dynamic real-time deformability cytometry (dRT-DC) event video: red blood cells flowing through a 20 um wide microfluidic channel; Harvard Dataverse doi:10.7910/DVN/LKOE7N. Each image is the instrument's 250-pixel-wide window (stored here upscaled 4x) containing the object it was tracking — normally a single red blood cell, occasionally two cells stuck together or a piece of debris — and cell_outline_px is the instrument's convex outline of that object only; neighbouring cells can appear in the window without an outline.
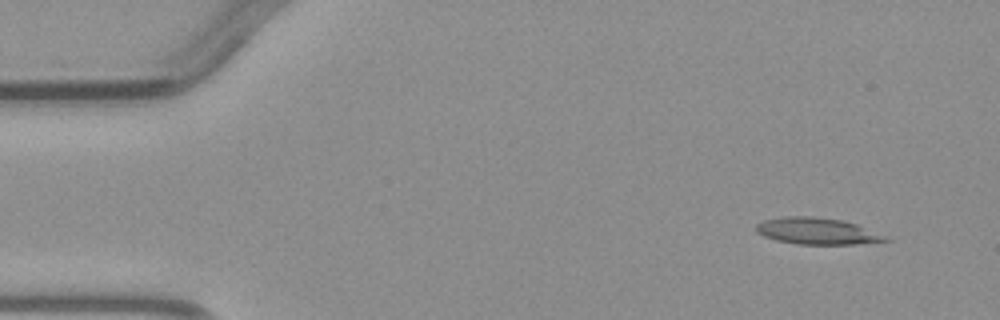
{"species": "common noctule bat (a hibernating species)", "species_latin": "Nyctalus noctula", "temperature_condition": "warm", "stored_images_in_passage": 4, "camera_frame_rate_fps": 3000, "um_per_image_px": 0.085, "animal": {"sex": "male", "body_mass_g": 23.1, "forearm_length_mm": 52.7}, "frame": {"image": 1, "passage_image": 1, "time_ms": 0.0, "image_size_px": [1000, 320], "cell_outline_px": [[892, 240], [856, 244], [796, 244], [776, 240], [764, 236], [756, 232], [756, 224], [764, 220], [784, 216], [812, 216], [840, 220], [856, 224], [884, 236]], "centroid_in_image_um": [69.39, 19.64], "position_along_channel_um": 15.6, "area_um2": 19.77}}